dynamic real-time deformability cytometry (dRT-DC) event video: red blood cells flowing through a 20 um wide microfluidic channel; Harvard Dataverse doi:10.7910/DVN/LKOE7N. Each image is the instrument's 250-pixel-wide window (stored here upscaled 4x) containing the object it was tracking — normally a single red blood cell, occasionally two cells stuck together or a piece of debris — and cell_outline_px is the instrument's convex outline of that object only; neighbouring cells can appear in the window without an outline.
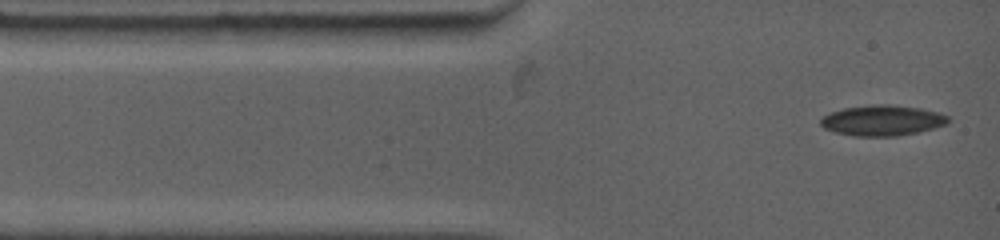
{"species": "common noctule bat (a hibernating species)", "species_latin": "Nyctalus noctula", "temperature_condition": "warm", "stored_images_in_passage": 33, "camera_frame_rate_fps": 4500, "um_per_image_px": 0.085, "animal": {"sex": "female", "body_mass_g": 19.0, "forearm_length_mm": 53.3}, "frame": {"image": 1, "passage_image": 1, "time_ms": 0.0, "image_size_px": [1000, 240], "cell_outline_px": [[948, 124], [916, 132], [896, 136], [852, 136], [836, 132], [824, 128], [820, 124], [820, 120], [824, 116], [832, 112], [844, 108], [872, 104], [888, 104], [920, 108], [936, 112], [948, 116]], "centroid_in_image_um": [74.97, 10.23], "position_along_channel_um": 10.0, "area_um2": 22.48}}
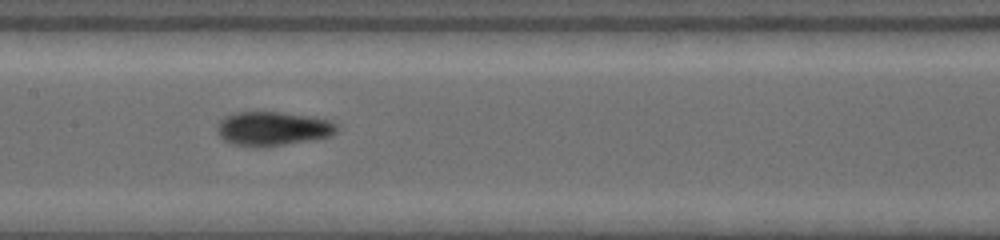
{"frame": {"image": 2, "passage_image": 19, "time_ms": 5.556, "image_size_px": [1000, 240], "cell_outline_px": [[336, 132], [332, 136], [312, 140], [284, 144], [236, 144], [224, 140], [216, 132], [216, 124], [224, 116], [236, 112], [280, 112], [312, 116], [332, 120], [336, 124]], "centroid_in_image_um": [23.21, 10.88], "position_along_channel_um": 184.2, "area_um2": 23.29}}
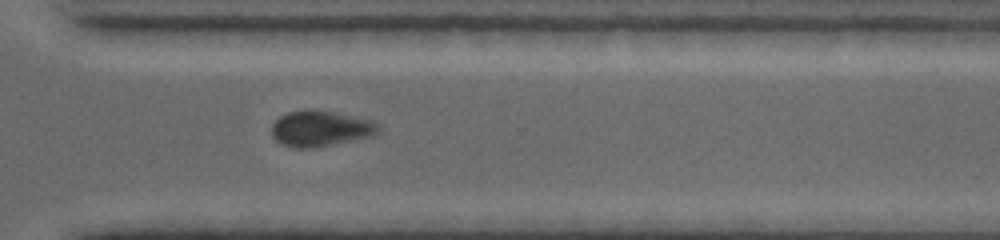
{"frame": {"image": 3, "passage_image": 33, "time_ms": 9.778, "image_size_px": [1000, 240], "cell_outline_px": [[380, 132], [376, 136], [320, 148], [300, 148], [280, 144], [272, 136], [272, 124], [280, 116], [288, 112], [304, 108], [308, 108], [336, 112], [372, 120], [380, 124]], "centroid_in_image_um": [27.3, 10.93], "position_along_channel_um": 343.3, "area_um2": 23.06}}